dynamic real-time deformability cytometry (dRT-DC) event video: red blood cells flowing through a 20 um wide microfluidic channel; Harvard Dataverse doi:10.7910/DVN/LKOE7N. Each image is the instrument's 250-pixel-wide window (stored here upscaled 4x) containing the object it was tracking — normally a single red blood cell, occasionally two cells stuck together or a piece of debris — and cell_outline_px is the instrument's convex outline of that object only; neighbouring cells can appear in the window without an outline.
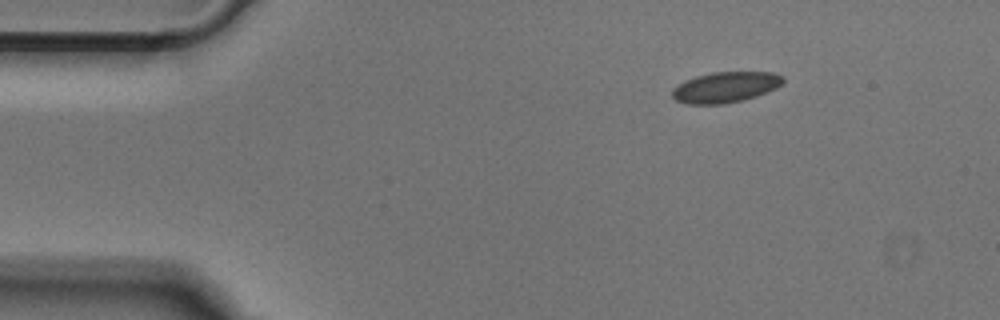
{"species": "Egyptian fruit bat (a non-hibernating species)", "species_latin": "Rousettus aegyptiacus", "temperature_condition": "cold", "stored_images_in_passage": 45, "camera_frame_rate_fps": 3000, "um_per_image_px": 0.085, "animal": {"sex": "male"}, "frame": {"image": 1, "passage_image": 1, "time_ms": 0.0, "image_size_px": [1000, 320], "cell_outline_px": [[784, 80], [776, 88], [756, 96], [724, 104], [684, 104], [676, 100], [672, 96], [672, 88], [684, 80], [696, 76], [712, 72], [772, 72], [784, 76]], "centroid_in_image_um": [61.63, 7.41], "position_along_channel_um": 23.4, "area_um2": 19.83}}
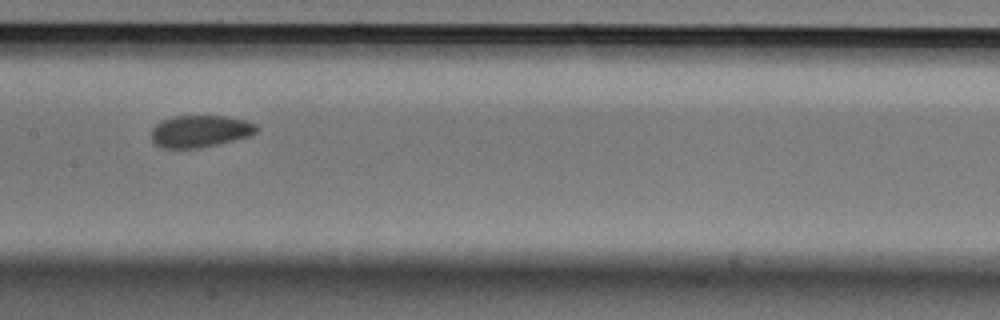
{"frame": {"image": 2, "passage_image": 19, "time_ms": 6.0, "image_size_px": [1000, 320], "cell_outline_px": [[260, 128], [256, 132], [248, 136], [200, 148], [160, 148], [152, 140], [152, 128], [160, 120], [172, 116], [224, 116], [244, 120], [256, 124]], "centroid_in_image_um": [16.97, 11.15], "position_along_channel_um": 190.4, "area_um2": 19.59}}
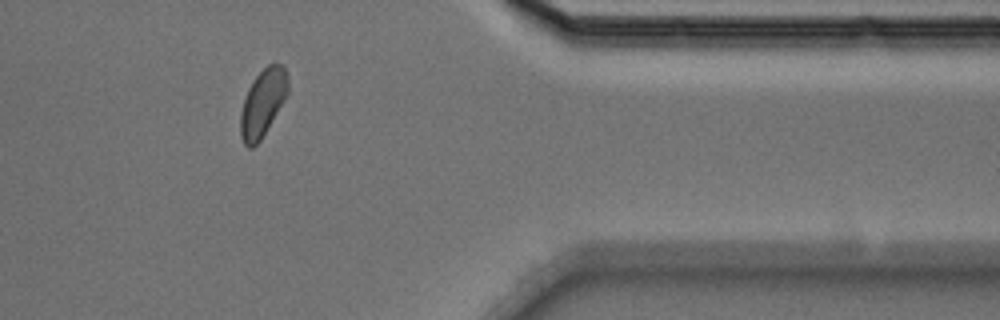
{"frame": {"image": 3, "passage_image": 36, "time_ms": 11.667, "image_size_px": [1000, 320], "cell_outline_px": [[288, 92], [284, 100], [260, 140], [252, 148], [248, 148], [244, 144], [240, 136], [240, 112], [248, 88], [252, 80], [268, 64], [284, 64], [288, 76]], "centroid_in_image_um": [22.32, 8.73], "position_along_channel_um": 389.1, "area_um2": 18.5}}